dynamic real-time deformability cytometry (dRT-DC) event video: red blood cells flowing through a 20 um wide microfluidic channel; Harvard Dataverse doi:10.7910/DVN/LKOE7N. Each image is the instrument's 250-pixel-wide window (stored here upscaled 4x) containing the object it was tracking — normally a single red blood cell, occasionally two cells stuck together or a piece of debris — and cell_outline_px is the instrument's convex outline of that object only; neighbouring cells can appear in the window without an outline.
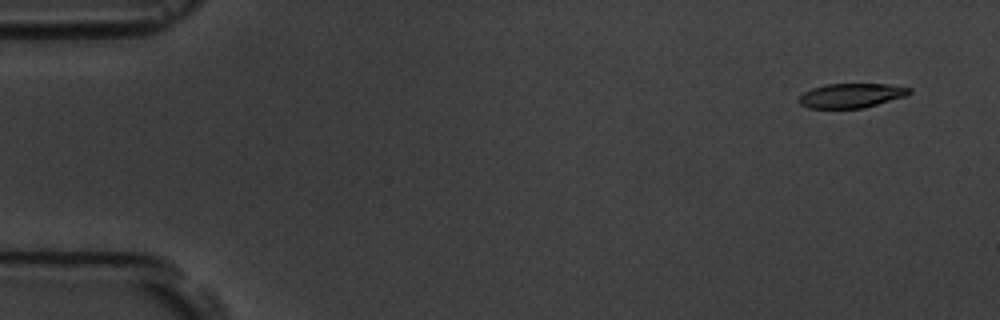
{"species": "common noctule bat (a hibernating species)", "species_latin": "Nyctalus noctula", "temperature_condition": "room temperature", "stored_images_in_passage": 6, "camera_frame_rate_fps": 3000, "um_per_image_px": 0.085, "animal": {"sex": "male", "body_mass_g": 19.5, "forearm_length_mm": 54.6}, "frame": {"image": 1, "passage_image": 2, "time_ms": 1.0, "image_size_px": [1000, 320], "cell_outline_px": [[912, 92], [908, 96], [864, 108], [808, 108], [800, 104], [796, 100], [804, 92], [812, 88], [828, 84], [888, 84], [912, 88]], "centroid_in_image_um": [72.39, 8.12], "position_along_channel_um": 12.6, "area_um2": 15.9}}
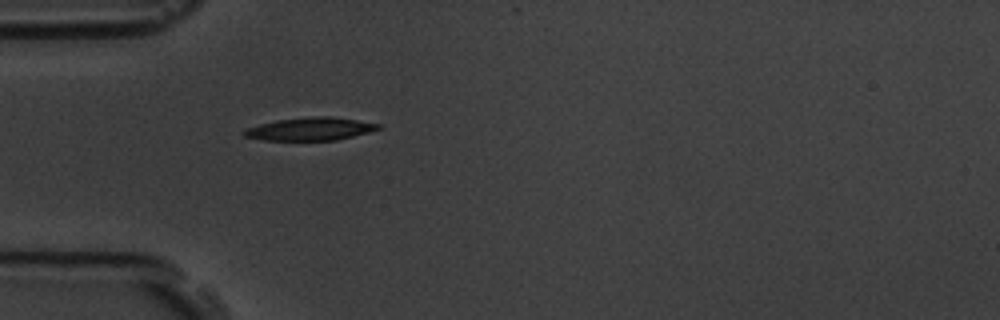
{"frame": {"image": 2, "passage_image": 6, "time_ms": 5.667, "image_size_px": [1000, 320], "cell_outline_px": [[380, 128], [368, 132], [336, 140], [264, 140], [244, 136], [240, 132], [244, 128], [276, 120], [312, 116], [332, 116], [380, 124]], "centroid_in_image_um": [26.31, 10.95], "position_along_channel_um": 58.7, "area_um2": 17.86}}